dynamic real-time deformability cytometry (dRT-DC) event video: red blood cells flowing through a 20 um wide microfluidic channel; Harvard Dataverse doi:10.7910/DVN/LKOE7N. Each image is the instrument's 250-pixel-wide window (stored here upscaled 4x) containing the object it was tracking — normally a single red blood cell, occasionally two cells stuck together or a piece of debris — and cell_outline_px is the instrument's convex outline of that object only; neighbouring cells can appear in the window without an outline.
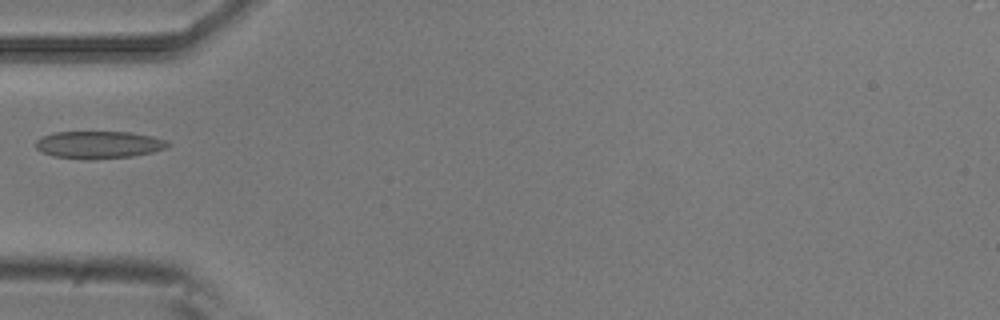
{"species": "common noctule bat (a hibernating species)", "species_latin": "Nyctalus noctula", "temperature_condition": "room temperature", "stored_images_in_passage": 2, "camera_frame_rate_fps": 3000, "um_per_image_px": 0.085, "animal": {"sex": "male", "body_mass_g": 20.5, "forearm_length_mm": 52.5}, "frame": {"image": 1, "passage_image": 1, "time_ms": 0.0, "image_size_px": [1000, 320], "cell_outline_px": [[172, 144], [164, 148], [152, 152], [132, 156], [88, 160], [52, 156], [36, 148], [36, 140], [40, 136], [56, 132], [132, 132], [152, 136], [164, 140]], "centroid_in_image_um": [8.37, 12.3], "position_along_channel_um": 76.6, "area_um2": 21.1}}
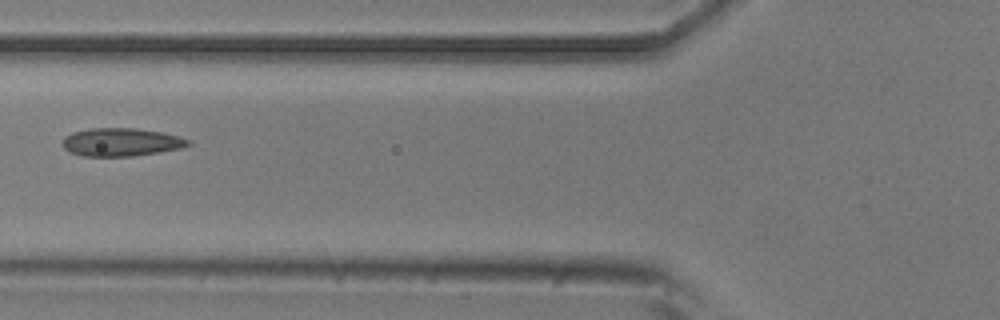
{"frame": {"image": 2, "passage_image": 2, "time_ms": 0.333, "image_size_px": [1000, 320], "cell_outline_px": [[192, 144], [180, 148], [160, 152], [132, 156], [84, 156], [72, 152], [64, 148], [60, 144], [64, 136], [72, 132], [92, 128], [136, 128], [160, 132], [180, 136], [192, 140]], "centroid_in_image_um": [10.31, 12.07], "position_along_channel_um": 115.5, "area_um2": 20.69}}